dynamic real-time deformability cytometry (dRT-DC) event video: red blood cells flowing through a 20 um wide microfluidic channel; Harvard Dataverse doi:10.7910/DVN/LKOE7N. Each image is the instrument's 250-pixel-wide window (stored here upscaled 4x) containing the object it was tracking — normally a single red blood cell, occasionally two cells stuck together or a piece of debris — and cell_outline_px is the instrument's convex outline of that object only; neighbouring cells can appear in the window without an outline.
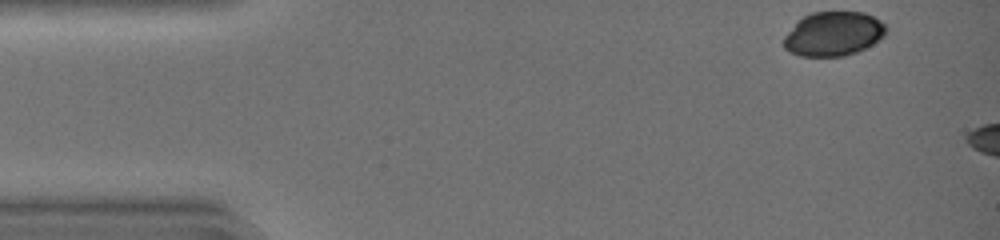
{"species": "common noctule bat (a hibernating species)", "species_latin": "Nyctalus noctula", "temperature_condition": "warm", "stored_images_in_passage": 4, "camera_frame_rate_fps": 3000, "um_per_image_px": 0.085, "animal": {"sex": "female", "body_mass_g": 19.0, "forearm_length_mm": 51.5}, "frame": {"image": 1, "passage_image": 1, "time_ms": 0.0, "image_size_px": [1000, 240], "cell_outline_px": [[888, 32], [880, 40], [856, 52], [844, 56], [800, 56], [788, 52], [784, 48], [784, 36], [804, 16], [812, 12], [864, 12], [880, 20], [888, 28]], "centroid_in_image_um": [70.87, 2.88], "position_along_channel_um": 14.1, "area_um2": 26.36}}